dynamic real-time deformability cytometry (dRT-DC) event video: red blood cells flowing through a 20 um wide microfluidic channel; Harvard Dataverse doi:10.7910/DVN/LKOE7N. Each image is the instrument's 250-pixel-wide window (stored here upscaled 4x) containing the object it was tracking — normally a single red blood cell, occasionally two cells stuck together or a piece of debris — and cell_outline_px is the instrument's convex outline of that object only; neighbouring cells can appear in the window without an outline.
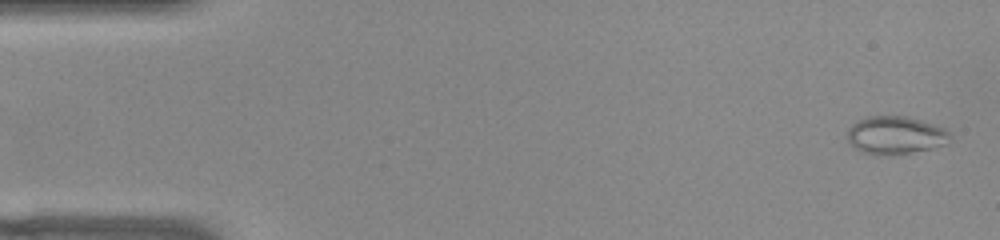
{"species": "common noctule bat (a hibernating species)", "species_latin": "Nyctalus noctula", "temperature_condition": "warm", "stored_images_in_passage": 52, "camera_frame_rate_fps": 3000, "um_per_image_px": 0.085, "animal": {"sex": "female", "body_mass_g": 22.0, "forearm_length_mm": 56.7}, "frame": {"image": 1, "passage_image": 2, "time_ms": 0.333, "image_size_px": [1000, 240], "cell_outline_px": [[952, 136], [948, 144], [932, 148], [908, 152], [876, 156], [860, 152], [848, 140], [848, 128], [856, 120], [864, 116], [908, 116], [924, 120], [936, 124], [944, 128]], "centroid_in_image_um": [76.12, 11.47], "position_along_channel_um": 8.9, "area_um2": 23.0}}
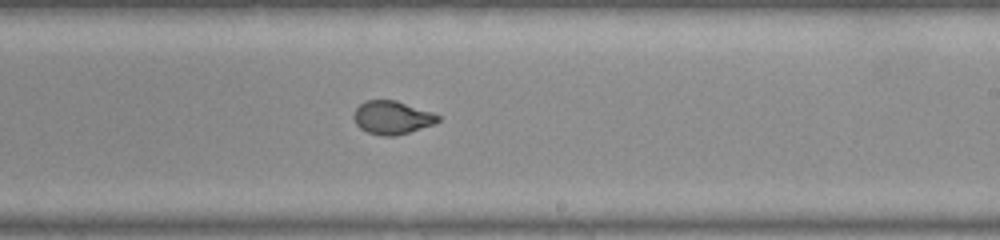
{"frame": {"image": 2, "passage_image": 31, "time_ms": 10.0, "image_size_px": [1000, 240], "cell_outline_px": [[440, 120], [432, 124], [396, 136], [384, 136], [368, 132], [360, 128], [356, 124], [352, 116], [356, 108], [364, 100], [396, 100], [432, 112], [440, 116]], "centroid_in_image_um": [33.3, 9.98], "position_along_channel_um": 255.7, "area_um2": 16.24}}
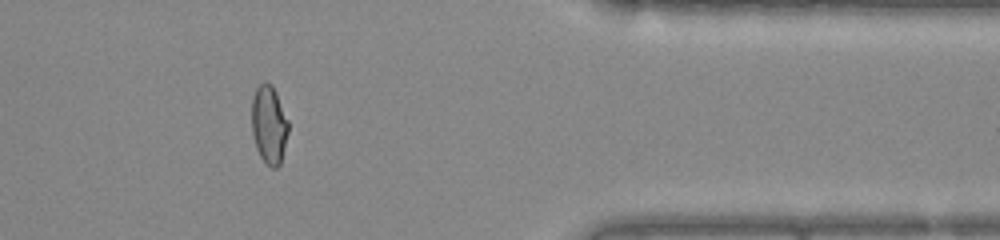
{"frame": {"image": 3, "passage_image": 43, "time_ms": 14.0, "image_size_px": [1000, 240], "cell_outline_px": [[288, 132], [280, 164], [276, 168], [272, 168], [260, 156], [256, 148], [252, 132], [252, 96], [256, 88], [264, 80], [272, 84], [276, 92], [288, 120]], "centroid_in_image_um": [22.86, 10.56], "position_along_channel_um": 388.5, "area_um2": 16.7}}